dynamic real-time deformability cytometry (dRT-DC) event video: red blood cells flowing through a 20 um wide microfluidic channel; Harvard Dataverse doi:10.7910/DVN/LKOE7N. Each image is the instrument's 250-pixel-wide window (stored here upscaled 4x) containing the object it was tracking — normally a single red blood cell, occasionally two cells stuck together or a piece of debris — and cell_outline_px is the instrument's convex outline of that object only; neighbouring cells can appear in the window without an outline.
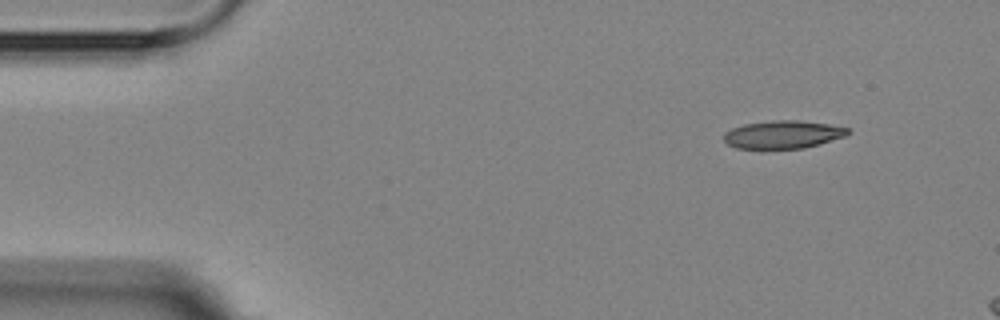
{"species": "Egyptian fruit bat (a non-hibernating species)", "species_latin": "Rousettus aegyptiacus", "temperature_condition": "room temperature", "stored_images_in_passage": 3, "camera_frame_rate_fps": 3000, "um_per_image_px": 0.085, "animal": {"sex": "female"}, "frame": {"image": 1, "passage_image": 1, "time_ms": 0.0, "image_size_px": [1000, 320], "cell_outline_px": [[852, 132], [844, 136], [804, 148], [736, 148], [728, 144], [724, 140], [724, 132], [732, 128], [744, 124], [772, 120], [796, 120], [828, 124], [848, 128]], "centroid_in_image_um": [66.53, 11.42], "position_along_channel_um": 18.5, "area_um2": 19.94}}